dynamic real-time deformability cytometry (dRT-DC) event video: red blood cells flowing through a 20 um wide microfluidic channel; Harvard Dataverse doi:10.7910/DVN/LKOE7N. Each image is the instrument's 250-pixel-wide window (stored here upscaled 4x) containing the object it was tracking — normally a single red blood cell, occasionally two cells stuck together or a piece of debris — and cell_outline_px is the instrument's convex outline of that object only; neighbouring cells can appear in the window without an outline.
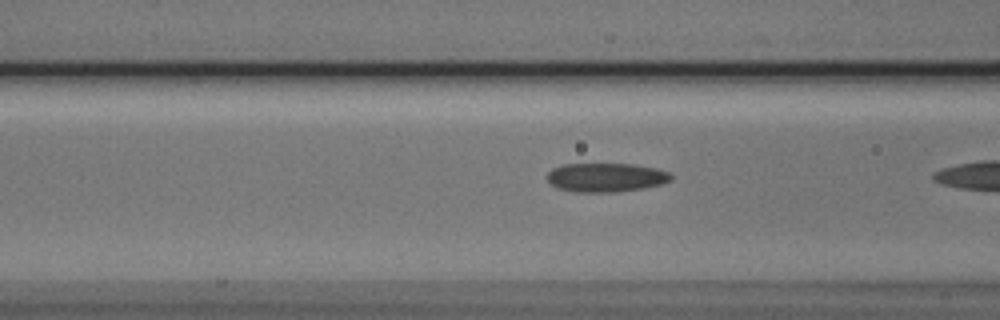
{"species": "Egyptian fruit bat (a non-hibernating species)", "species_latin": "Rousettus aegyptiacus", "temperature_condition": "cold", "stored_images_in_passage": 23, "camera_frame_rate_fps": 3000, "um_per_image_px": 0.085, "animal": {"sex": "male"}, "frame": {"image": 1, "passage_image": 19, "time_ms": 6.0, "image_size_px": [1000, 320], "cell_outline_px": [[672, 180], [660, 184], [644, 188], [616, 192], [576, 192], [556, 188], [548, 180], [548, 172], [552, 168], [564, 164], [632, 164], [656, 168], [668, 172], [672, 176]], "centroid_in_image_um": [51.5, 15.08], "position_along_channel_um": 115.1, "area_um2": 20.87}}